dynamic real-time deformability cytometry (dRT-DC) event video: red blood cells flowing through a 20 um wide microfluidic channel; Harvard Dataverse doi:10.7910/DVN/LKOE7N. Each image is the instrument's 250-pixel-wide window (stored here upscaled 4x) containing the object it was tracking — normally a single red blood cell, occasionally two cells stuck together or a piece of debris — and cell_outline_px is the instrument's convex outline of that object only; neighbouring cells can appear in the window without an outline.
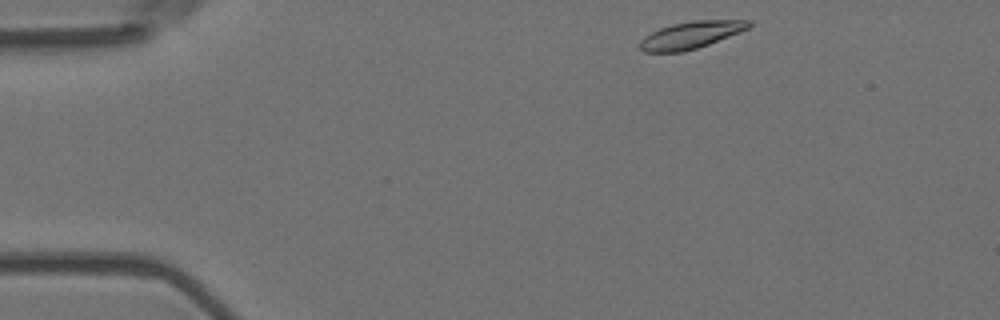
{"species": "Egyptian fruit bat (a non-hibernating species)", "species_latin": "Rousettus aegyptiacus", "temperature_condition": "room temperature", "stored_images_in_passage": 9, "camera_frame_rate_fps": 3000, "um_per_image_px": 0.085, "animal": {"sex": "female"}, "frame": {"image": 1, "passage_image": 1, "time_ms": 0.0, "image_size_px": [1000, 320], "cell_outline_px": [[752, 24], [748, 28], [708, 44], [684, 52], [644, 52], [640, 48], [640, 40], [644, 36], [660, 28], [672, 24], [692, 20], [752, 20]], "centroid_in_image_um": [58.7, 2.97], "position_along_channel_um": 26.3, "area_um2": 17.05}}